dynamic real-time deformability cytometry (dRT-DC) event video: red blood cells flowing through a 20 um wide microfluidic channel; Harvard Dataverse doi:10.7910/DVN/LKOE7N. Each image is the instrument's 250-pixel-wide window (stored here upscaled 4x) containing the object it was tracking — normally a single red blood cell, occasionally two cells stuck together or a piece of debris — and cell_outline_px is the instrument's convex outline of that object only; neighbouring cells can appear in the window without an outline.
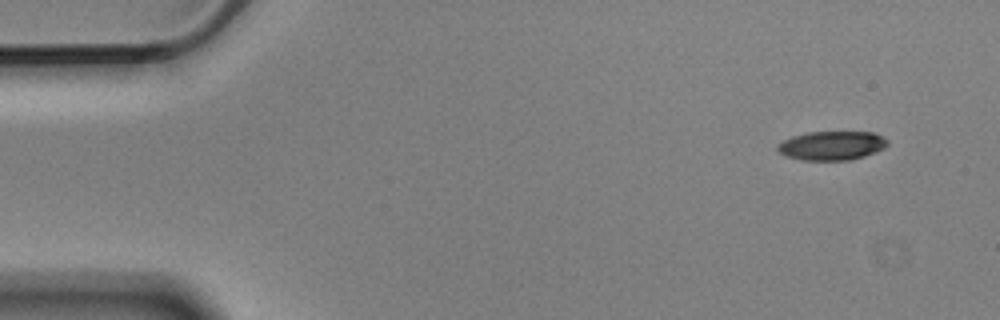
{"species": "Egyptian fruit bat (a non-hibernating species)", "species_latin": "Rousettus aegyptiacus", "temperature_condition": "cold", "stored_images_in_passage": 4, "camera_frame_rate_fps": 3000, "um_per_image_px": 0.085, "animal": {"sex": "male"}, "frame": {"image": 1, "passage_image": 1, "time_ms": 0.0, "image_size_px": [1000, 320], "cell_outline_px": [[888, 144], [884, 148], [876, 152], [852, 160], [800, 160], [788, 156], [780, 152], [776, 148], [784, 140], [792, 136], [808, 132], [872, 132], [888, 140]], "centroid_in_image_um": [70.72, 12.38], "position_along_channel_um": 14.3, "area_um2": 18.44}}
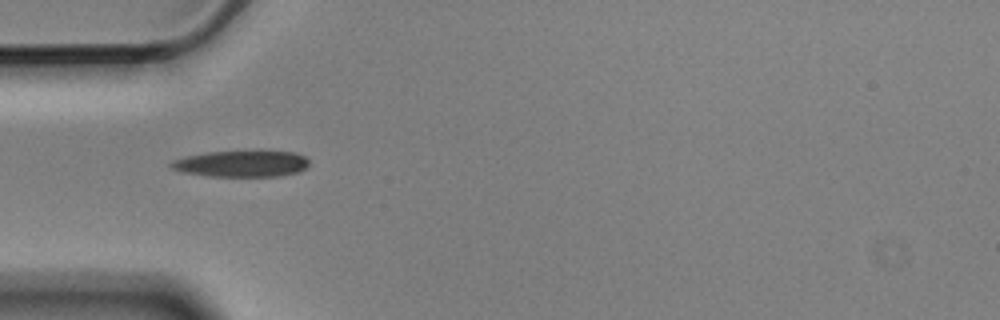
{"frame": {"image": 2, "passage_image": 3, "time_ms": 0.667, "image_size_px": [1000, 320], "cell_outline_px": [[308, 164], [304, 168], [296, 172], [280, 176], [208, 176], [180, 172], [172, 168], [168, 164], [172, 160], [188, 156], [208, 152], [260, 148], [296, 152], [304, 156], [308, 160]], "centroid_in_image_um": [20.55, 13.86], "position_along_channel_um": 64.5, "area_um2": 22.08}}
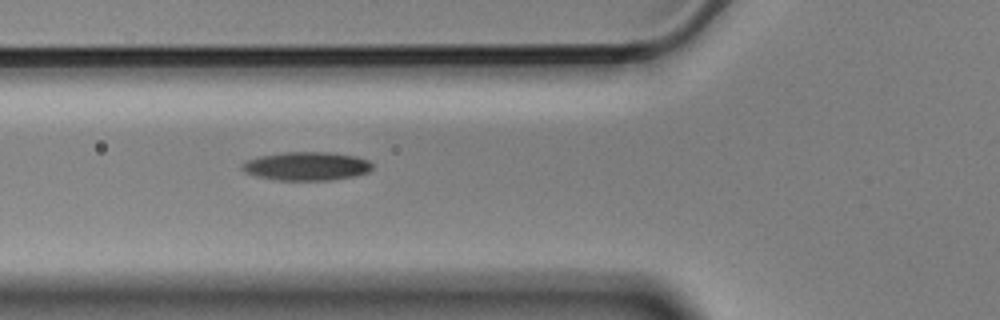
{"frame": {"image": 3, "passage_image": 4, "time_ms": 1.0, "image_size_px": [1000, 320], "cell_outline_px": [[372, 168], [368, 172], [352, 176], [332, 180], [280, 180], [256, 176], [244, 172], [240, 168], [240, 164], [248, 160], [260, 156], [284, 152], [328, 152], [356, 156], [368, 160], [372, 164]], "centroid_in_image_um": [26.04, 14.12], "position_along_channel_um": 99.8, "area_um2": 21.62}}